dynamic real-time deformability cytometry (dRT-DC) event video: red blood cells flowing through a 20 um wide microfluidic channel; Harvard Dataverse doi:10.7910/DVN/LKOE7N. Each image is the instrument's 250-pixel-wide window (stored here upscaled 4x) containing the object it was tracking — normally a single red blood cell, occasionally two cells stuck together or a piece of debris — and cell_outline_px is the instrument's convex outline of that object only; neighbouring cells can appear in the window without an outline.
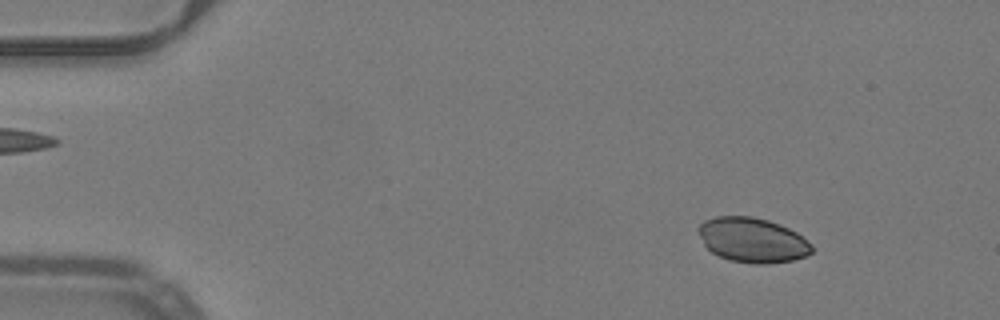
{"species": "common noctule bat (a hibernating species)", "species_latin": "Nyctalus noctula", "temperature_condition": "warm", "stored_images_in_passage": 50, "camera_frame_rate_fps": 3000, "um_per_image_px": 0.085, "animal": {"sex": "male", "body_mass_g": 19.2, "forearm_length_mm": 51.8}, "frame": {"image": 1, "passage_image": 5, "time_ms": 1.333, "image_size_px": [1000, 320], "cell_outline_px": [[812, 252], [808, 256], [792, 260], [764, 264], [752, 264], [728, 260], [712, 252], [704, 244], [696, 228], [704, 220], [716, 216], [752, 216], [768, 220], [780, 224], [796, 232], [812, 244]], "centroid_in_image_um": [63.95, 20.4], "position_along_channel_um": 21.0, "area_um2": 29.71}}